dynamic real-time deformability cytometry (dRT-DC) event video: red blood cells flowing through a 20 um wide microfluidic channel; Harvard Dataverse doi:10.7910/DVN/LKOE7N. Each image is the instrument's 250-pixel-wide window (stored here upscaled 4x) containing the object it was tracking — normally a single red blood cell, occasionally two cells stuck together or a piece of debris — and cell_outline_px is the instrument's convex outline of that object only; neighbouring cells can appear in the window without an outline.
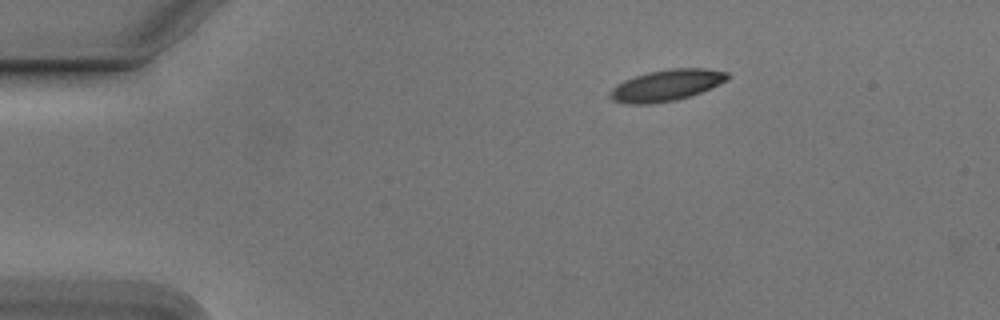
{"species": "Egyptian fruit bat (a non-hibernating species)", "species_latin": "Rousettus aegyptiacus", "temperature_condition": "cold", "stored_images_in_passage": 46, "camera_frame_rate_fps": 3000, "um_per_image_px": 0.085, "animal": {"sex": "male"}, "frame": {"image": 1, "passage_image": 1, "time_ms": 0.0, "image_size_px": [1000, 320], "cell_outline_px": [[732, 76], [728, 80], [692, 96], [676, 100], [652, 104], [628, 104], [612, 100], [608, 96], [608, 92], [616, 84], [624, 80], [648, 72], [668, 68], [704, 68], [728, 72]], "centroid_in_image_um": [56.65, 7.25], "position_along_channel_um": 28.3, "area_um2": 21.73}}
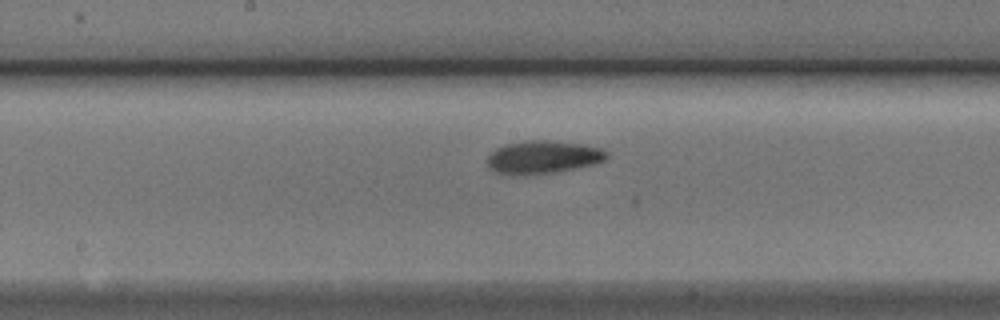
{"frame": {"image": 2, "passage_image": 20, "time_ms": 6.333, "image_size_px": [1000, 320], "cell_outline_px": [[608, 156], [604, 160], [592, 164], [552, 172], [524, 176], [496, 172], [488, 164], [488, 156], [496, 148], [504, 144], [524, 140], [548, 140], [584, 144], [600, 148], [608, 152]], "centroid_in_image_um": [46.14, 13.34], "position_along_channel_um": 202.1, "area_um2": 22.77}}
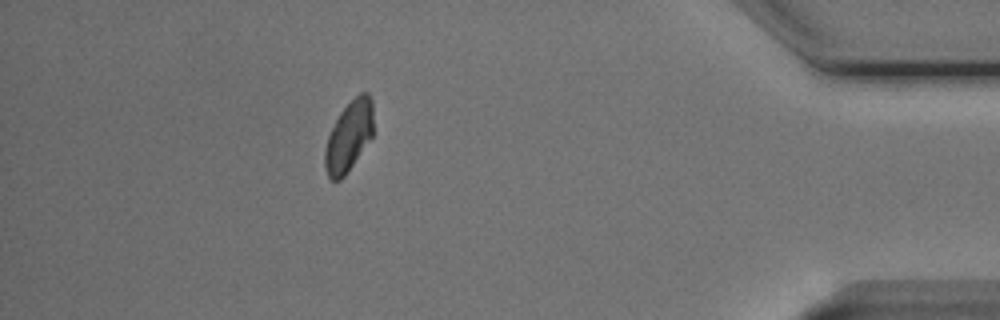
{"frame": {"image": 3, "passage_image": 40, "time_ms": 13.0, "image_size_px": [1000, 320], "cell_outline_px": [[372, 136], [344, 176], [340, 180], [332, 180], [328, 176], [324, 164], [324, 152], [328, 136], [340, 112], [360, 92], [368, 92], [372, 100]], "centroid_in_image_um": [29.64, 11.57], "position_along_channel_um": 405.6, "area_um2": 19.42}, "authors_computed_cell_mechanics": {"area_um2": 21.3571, "velocity_mm_per_s": 3.7737, "shape_relaxation_time_tau1_ms": 3.982, "shape_relaxation_time_tau2_ms": null, "deformation_change_tau1": 0.1348, "deformation_change_tau2": null}}